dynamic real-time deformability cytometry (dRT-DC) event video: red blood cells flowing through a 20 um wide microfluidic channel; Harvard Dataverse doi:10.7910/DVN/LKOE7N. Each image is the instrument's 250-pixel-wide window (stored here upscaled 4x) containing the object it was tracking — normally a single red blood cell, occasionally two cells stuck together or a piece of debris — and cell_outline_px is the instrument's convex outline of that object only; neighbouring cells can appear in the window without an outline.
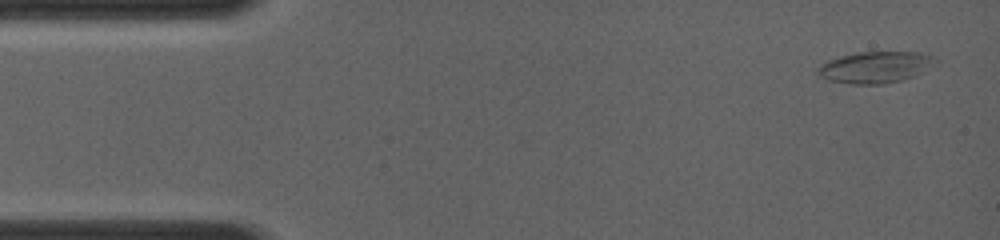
{"species": "common noctule bat (a hibernating species)", "species_latin": "Nyctalus noctula", "temperature_condition": "room temperature", "stored_images_in_passage": 11, "camera_frame_rate_fps": 4000, "um_per_image_px": 0.085, "animal": {"sex": "female", "body_mass_g": 19.0, "forearm_length_mm": 56.7}, "frame": {"image": 1, "passage_image": 1, "time_ms": 0.0, "image_size_px": [1000, 240], "cell_outline_px": [[940, 64], [916, 76], [884, 84], [852, 84], [828, 80], [820, 76], [816, 72], [816, 68], [820, 64], [828, 60], [856, 52], [920, 52], [932, 56]], "centroid_in_image_um": [74.45, 5.71], "position_along_channel_um": 10.6, "area_um2": 21.91}}
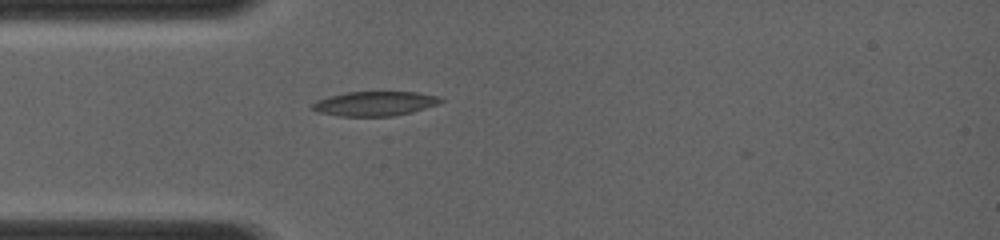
{"frame": {"image": 2, "passage_image": 7, "time_ms": 3.25, "image_size_px": [1000, 240], "cell_outline_px": [[444, 100], [436, 104], [412, 112], [392, 116], [340, 116], [316, 112], [312, 108], [312, 104], [316, 100], [328, 96], [348, 92], [416, 92], [436, 96]], "centroid_in_image_um": [31.8, 8.81], "position_along_channel_um": 53.2, "area_um2": 18.15}}
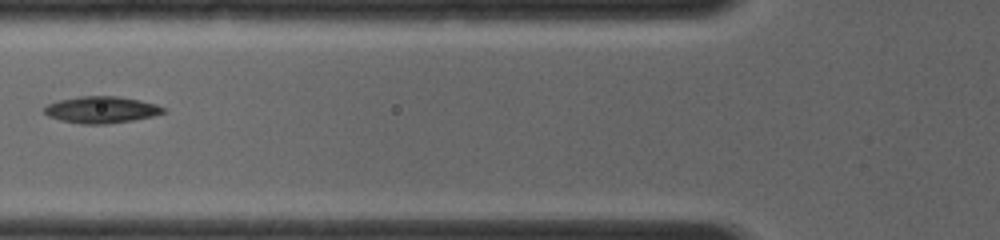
{"frame": {"image": 3, "passage_image": 10, "time_ms": 4.75, "image_size_px": [1000, 240], "cell_outline_px": [[164, 112], [152, 116], [132, 120], [104, 124], [84, 124], [60, 120], [48, 116], [44, 112], [44, 108], [48, 104], [60, 100], [80, 96], [120, 96], [140, 100], [156, 104], [164, 108]], "centroid_in_image_um": [8.6, 9.32], "position_along_channel_um": 117.2, "area_um2": 18.32}}